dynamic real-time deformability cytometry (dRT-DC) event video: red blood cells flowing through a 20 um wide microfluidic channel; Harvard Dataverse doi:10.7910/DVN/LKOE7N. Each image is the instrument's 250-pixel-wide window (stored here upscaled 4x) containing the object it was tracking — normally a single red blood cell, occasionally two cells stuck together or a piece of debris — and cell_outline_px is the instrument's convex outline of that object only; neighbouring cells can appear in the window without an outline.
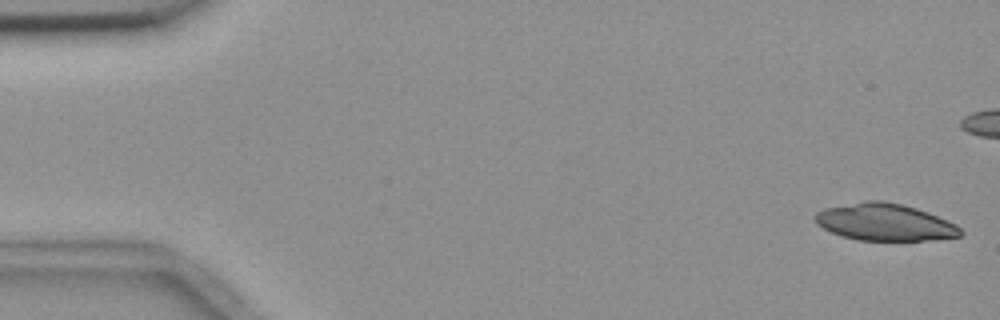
{"species": "common noctule bat (a hibernating species)", "species_latin": "Nyctalus noctula", "temperature_condition": "room temperature", "stored_images_in_passage": 9, "camera_frame_rate_fps": 3000, "um_per_image_px": 0.085, "animal": {"sex": "female", "body_mass_g": 18.4}, "frame": {"image": 1, "passage_image": 1, "time_ms": 0.0, "image_size_px": [1000, 320], "cell_outline_px": [[964, 232], [960, 236], [932, 240], [856, 240], [832, 232], [816, 224], [812, 216], [816, 212], [824, 208], [864, 200], [884, 200], [916, 208], [928, 212], [956, 224]], "centroid_in_image_um": [75.19, 18.87], "position_along_channel_um": 9.8, "area_um2": 31.5}}
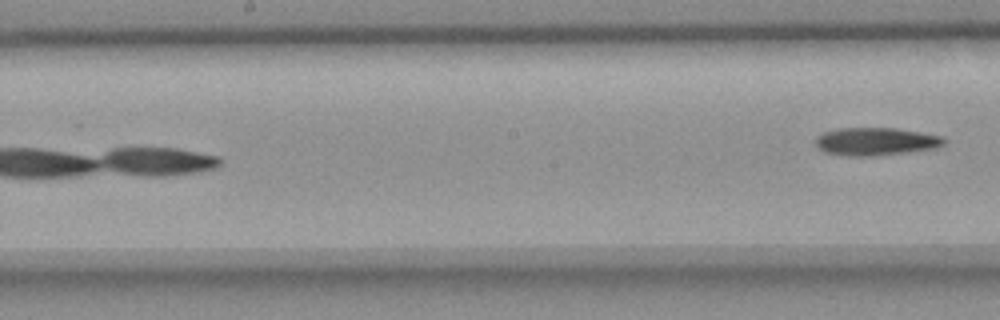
{"frame": {"image": 2, "passage_image": 9, "time_ms": 10.0, "image_size_px": [1000, 320], "cell_outline_px": [[948, 140], [944, 144], [936, 148], [872, 156], [848, 156], [824, 152], [816, 148], [816, 136], [824, 132], [840, 128], [896, 128], [944, 136]], "centroid_in_image_um": [74.44, 12.02], "position_along_channel_um": 173.8, "area_um2": 20.92}}